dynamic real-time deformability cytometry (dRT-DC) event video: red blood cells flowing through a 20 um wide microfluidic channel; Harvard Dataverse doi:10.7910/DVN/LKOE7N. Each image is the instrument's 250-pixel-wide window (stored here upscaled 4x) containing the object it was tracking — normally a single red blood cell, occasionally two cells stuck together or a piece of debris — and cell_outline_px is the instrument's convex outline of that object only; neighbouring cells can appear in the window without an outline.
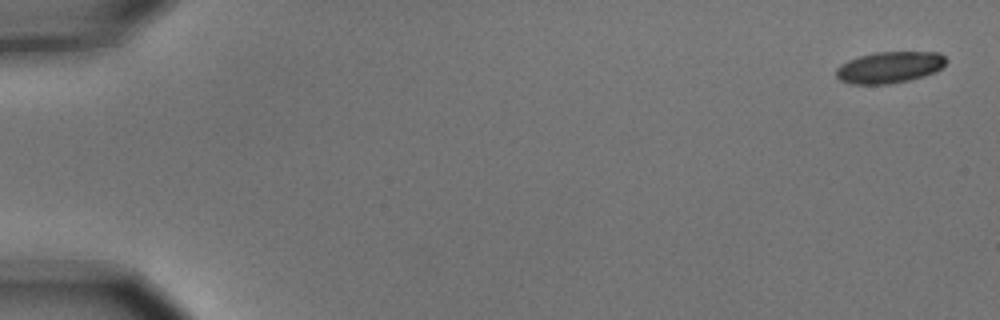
{"species": "common noctule bat (a hibernating species)", "species_latin": "Nyctalus noctula", "temperature_condition": "cold", "stored_images_in_passage": 5, "camera_frame_rate_fps": 3000, "um_per_image_px": 0.085, "animal": {"sex": "male", "body_mass_g": 15.6}, "frame": {"image": 1, "passage_image": 1, "time_ms": 0.0, "image_size_px": [1000, 320], "cell_outline_px": [[948, 60], [936, 72], [924, 76], [908, 80], [888, 84], [852, 84], [840, 80], [836, 76], [836, 68], [840, 64], [848, 60], [860, 56], [876, 52], [940, 52]], "centroid_in_image_um": [75.61, 5.72], "position_along_channel_um": 9.4, "area_um2": 20.17}}
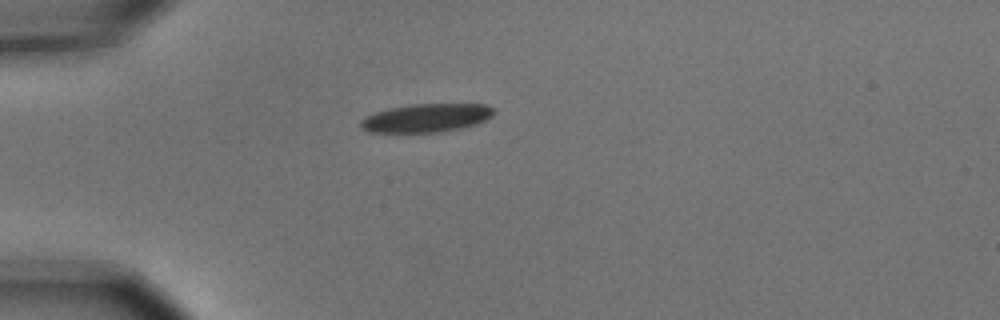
{"frame": {"image": 2, "passage_image": 5, "time_ms": 1.333, "image_size_px": [1000, 320], "cell_outline_px": [[496, 112], [492, 116], [476, 124], [460, 128], [440, 132], [368, 132], [360, 128], [360, 120], [376, 112], [388, 108], [412, 104], [488, 104], [496, 108]], "centroid_in_image_um": [36.27, 10.02], "position_along_channel_um": 48.7, "area_um2": 22.14}}